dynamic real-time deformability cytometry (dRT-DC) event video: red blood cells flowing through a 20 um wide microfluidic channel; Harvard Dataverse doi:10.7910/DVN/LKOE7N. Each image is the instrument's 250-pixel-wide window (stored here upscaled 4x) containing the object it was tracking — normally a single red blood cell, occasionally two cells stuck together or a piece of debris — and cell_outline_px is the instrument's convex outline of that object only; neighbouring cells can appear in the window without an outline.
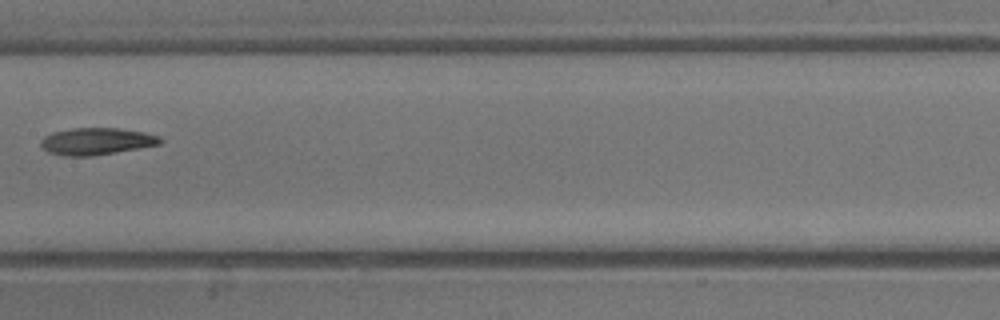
{"species": "common noctule bat (a hibernating species)", "species_latin": "Nyctalus noctula", "temperature_condition": "warm", "stored_images_in_passage": 26, "camera_frame_rate_fps": 3000, "um_per_image_px": 0.085, "animal": {"sex": "male", "body_mass_g": 13.3}, "frame": {"image": 1, "passage_image": 12, "time_ms": 3.667, "image_size_px": [1000, 320], "cell_outline_px": [[164, 140], [160, 144], [116, 152], [92, 156], [64, 156], [48, 152], [40, 144], [40, 140], [44, 136], [52, 132], [72, 128], [116, 128], [144, 132], [160, 136]], "centroid_in_image_um": [8.19, 12.01], "position_along_channel_um": 199.2, "area_um2": 18.79}}